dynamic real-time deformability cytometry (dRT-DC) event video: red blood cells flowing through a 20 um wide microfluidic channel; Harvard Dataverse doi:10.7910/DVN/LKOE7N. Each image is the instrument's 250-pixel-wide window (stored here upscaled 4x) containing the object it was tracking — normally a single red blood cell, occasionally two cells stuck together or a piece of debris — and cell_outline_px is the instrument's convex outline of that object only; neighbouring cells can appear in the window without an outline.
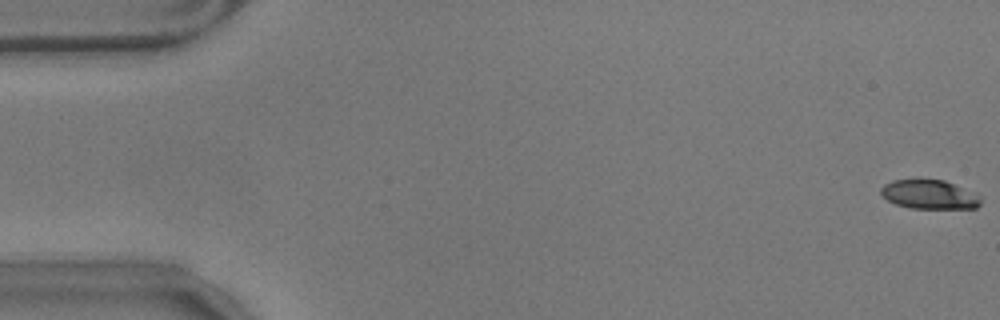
{"species": "common noctule bat (a hibernating species)", "species_latin": "Nyctalus noctula", "temperature_condition": "warm", "stored_images_in_passage": 50, "camera_frame_rate_fps": 3000, "um_per_image_px": 0.085, "animal": {"sex": "male", "body_mass_g": 17.9}, "frame": {"image": 1, "passage_image": 1, "time_ms": 0.0, "image_size_px": [1000, 320], "cell_outline_px": [[980, 204], [976, 208], [912, 208], [896, 204], [888, 200], [880, 192], [880, 188], [884, 184], [892, 180], [916, 176], [920, 176], [944, 180], [976, 192], [980, 196]], "centroid_in_image_um": [78.98, 16.46], "position_along_channel_um": 6.0, "area_um2": 17.63}}
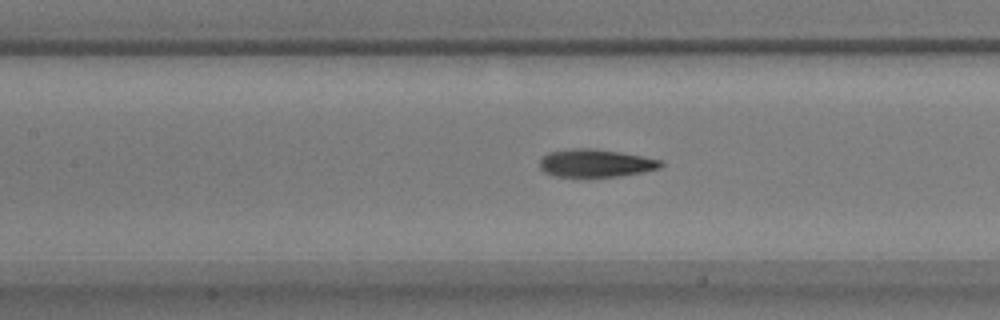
{"frame": {"image": 2, "passage_image": 26, "time_ms": 8.333, "image_size_px": [1000, 320], "cell_outline_px": [[664, 164], [660, 168], [620, 176], [588, 180], [552, 176], [544, 172], [540, 168], [540, 160], [548, 152], [576, 148], [592, 148], [664, 160]], "centroid_in_image_um": [50.58, 13.92], "position_along_channel_um": 156.8, "area_um2": 20.35}}
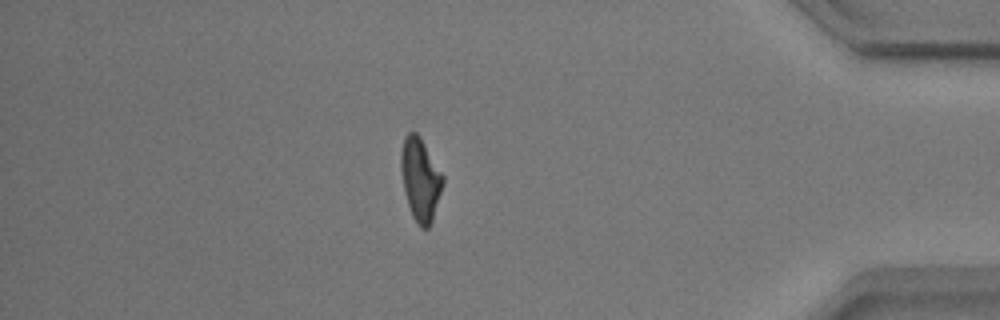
{"frame": {"image": 3, "passage_image": 50, "time_ms": 16.333, "image_size_px": [1000, 320], "cell_outline_px": [[444, 184], [432, 220], [428, 228], [420, 228], [416, 224], [412, 216], [404, 192], [400, 168], [400, 152], [404, 136], [408, 132], [416, 132], [420, 136], [444, 176]], "centroid_in_image_um": [35.72, 15.24], "position_along_channel_um": 399.5, "area_um2": 20.46}, "authors_computed_cell_mechanics": {"area_um2": 19.8254, "velocity_mm_per_s": 3.5269, "shape_relaxation_time_tau1_ms": 4.6378, "shape_relaxation_time_tau2_ms": 2.4672, "deformation_change_tau1": 0.1733, "deformation_change_tau2": 0.1137}}